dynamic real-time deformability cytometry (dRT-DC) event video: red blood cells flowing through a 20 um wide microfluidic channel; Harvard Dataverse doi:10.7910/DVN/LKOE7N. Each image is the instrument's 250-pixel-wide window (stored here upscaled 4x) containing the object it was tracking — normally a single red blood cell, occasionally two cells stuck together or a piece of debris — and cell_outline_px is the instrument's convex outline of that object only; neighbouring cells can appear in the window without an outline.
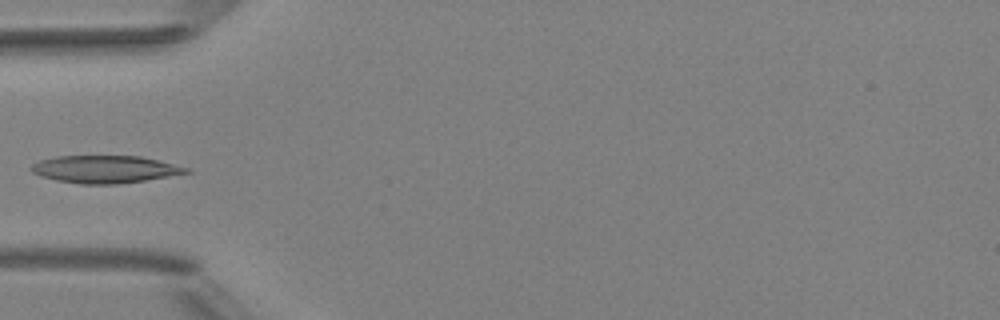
{"species": "Egyptian fruit bat (a non-hibernating species)", "species_latin": "Rousettus aegyptiacus", "temperature_condition": "room temperature", "stored_images_in_passage": 5, "camera_frame_rate_fps": 3000, "um_per_image_px": 0.085, "animal": {"sex": "female"}, "frame": {"image": 1, "passage_image": 5, "time_ms": 5.333, "image_size_px": [1000, 320], "cell_outline_px": [[192, 172], [144, 180], [116, 184], [80, 184], [56, 180], [40, 176], [32, 172], [28, 168], [32, 164], [40, 160], [56, 156], [140, 156], [188, 168]], "centroid_in_image_um": [8.85, 14.38], "position_along_channel_um": 76.1, "area_um2": 24.62}}